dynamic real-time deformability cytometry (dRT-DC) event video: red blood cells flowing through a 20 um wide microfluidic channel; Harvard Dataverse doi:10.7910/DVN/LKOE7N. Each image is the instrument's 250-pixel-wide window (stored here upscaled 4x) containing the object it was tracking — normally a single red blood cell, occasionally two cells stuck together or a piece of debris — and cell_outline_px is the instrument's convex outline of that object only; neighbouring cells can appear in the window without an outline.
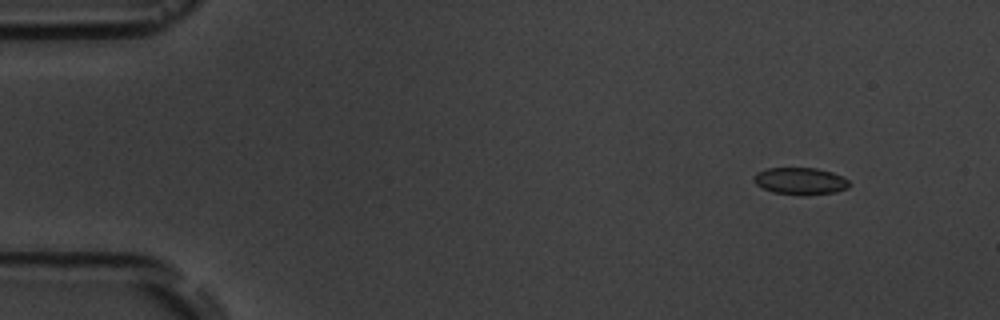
{"species": "common noctule bat (a hibernating species)", "species_latin": "Nyctalus noctula", "temperature_condition": "room temperature", "stored_images_in_passage": 5, "camera_frame_rate_fps": 3000, "um_per_image_px": 0.085, "animal": {"sex": "male", "body_mass_g": 19.5, "forearm_length_mm": 54.6}, "frame": {"image": 1, "passage_image": 2, "time_ms": 1.333, "image_size_px": [1000, 320], "cell_outline_px": [[848, 188], [836, 192], [808, 196], [800, 196], [772, 192], [756, 184], [752, 180], [752, 176], [756, 172], [768, 168], [816, 168], [832, 172], [848, 180]], "centroid_in_image_um": [67.99, 15.4], "position_along_channel_um": 17.0, "area_um2": 15.26}}
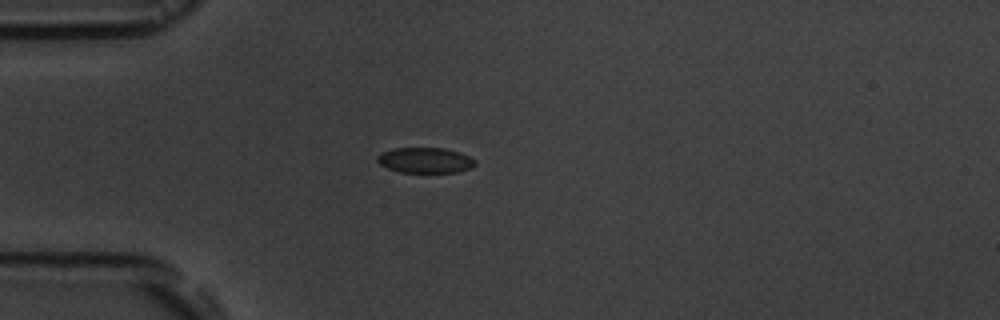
{"frame": {"image": 2, "passage_image": 5, "time_ms": 4.667, "image_size_px": [1000, 320], "cell_outline_px": [[476, 164], [472, 168], [456, 172], [400, 172], [388, 168], [380, 164], [376, 160], [376, 156], [380, 152], [392, 148], [444, 148], [460, 152], [476, 160]], "centroid_in_image_um": [36.13, 13.61], "position_along_channel_um": 48.9, "area_um2": 14.62}}